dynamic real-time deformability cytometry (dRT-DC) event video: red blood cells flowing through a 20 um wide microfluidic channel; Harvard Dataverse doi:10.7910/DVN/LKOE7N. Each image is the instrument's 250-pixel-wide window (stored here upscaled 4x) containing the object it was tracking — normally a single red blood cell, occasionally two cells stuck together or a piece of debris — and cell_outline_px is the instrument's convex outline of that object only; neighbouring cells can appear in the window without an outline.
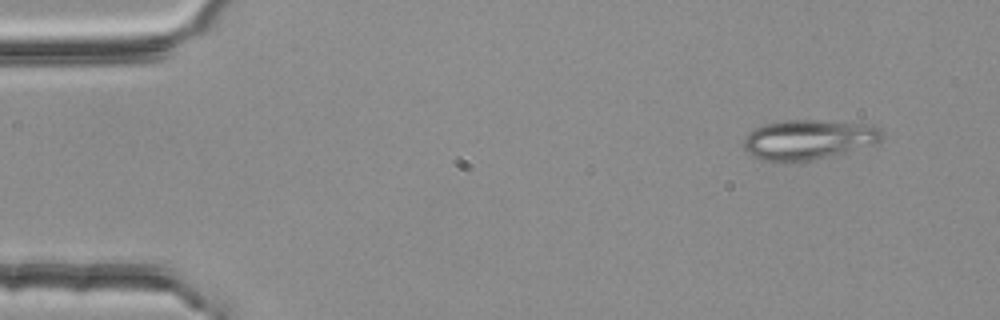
{"species": "common noctule bat (a hibernating species)", "species_latin": "Nyctalus noctula", "temperature_condition": "room temperature", "stored_images_in_passage": 3, "camera_frame_rate_fps": 3000, "um_per_image_px": 0.085, "animal": {"sex": "female", "body_mass_g": 25.1}, "frame": {"image": 1, "passage_image": 1, "time_ms": 0.0, "image_size_px": [1000, 320], "cell_outline_px": [[884, 140], [876, 144], [812, 160], [788, 164], [784, 164], [760, 160], [748, 152], [744, 148], [744, 136], [748, 132], [764, 124], [784, 120], [820, 120], [860, 124], [880, 128], [884, 136]], "centroid_in_image_um": [68.67, 11.89], "position_along_channel_um": 16.3, "area_um2": 32.48}}